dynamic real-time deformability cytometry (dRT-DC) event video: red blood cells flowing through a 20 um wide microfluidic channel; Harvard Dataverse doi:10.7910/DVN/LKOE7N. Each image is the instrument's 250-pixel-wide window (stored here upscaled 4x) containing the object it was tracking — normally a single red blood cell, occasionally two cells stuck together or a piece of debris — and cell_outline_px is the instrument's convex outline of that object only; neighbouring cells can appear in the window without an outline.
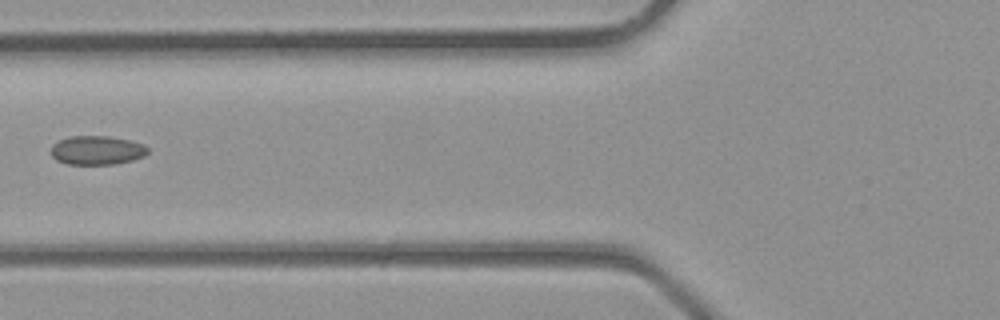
{"species": "common noctule bat (a hibernating species)", "species_latin": "Nyctalus noctula", "temperature_condition": "room temperature", "stored_images_in_passage": 5, "camera_frame_rate_fps": 3000, "um_per_image_px": 0.085, "animal": {"sex": "male", "body_mass_g": 23.1, "forearm_length_mm": 52.7}, "frame": {"image": 1, "passage_image": 5, "time_ms": 1.333, "image_size_px": [1000, 320], "cell_outline_px": [[148, 152], [144, 156], [132, 160], [116, 164], [68, 164], [56, 160], [52, 156], [52, 144], [60, 140], [72, 136], [108, 136], [128, 140], [144, 144], [148, 148]], "centroid_in_image_um": [8.25, 12.77], "position_along_channel_um": 117.6, "area_um2": 16.24}}